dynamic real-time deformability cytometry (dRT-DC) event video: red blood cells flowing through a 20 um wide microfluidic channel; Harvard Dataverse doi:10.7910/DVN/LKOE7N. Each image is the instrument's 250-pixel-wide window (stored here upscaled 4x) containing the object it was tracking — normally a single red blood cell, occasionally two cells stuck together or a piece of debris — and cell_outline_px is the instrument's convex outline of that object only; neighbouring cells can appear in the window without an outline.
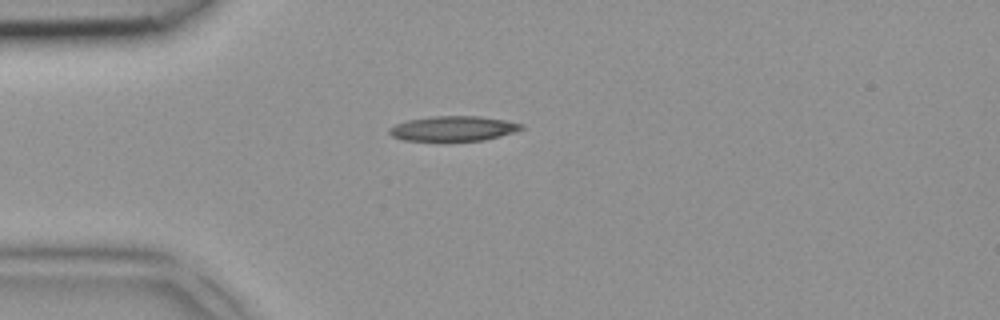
{"species": "common noctule bat (a hibernating species)", "species_latin": "Nyctalus noctula", "temperature_condition": "room temperature", "stored_images_in_passage": 4, "camera_frame_rate_fps": 3000, "um_per_image_px": 0.085, "animal": {"sex": "female", "body_mass_g": 18.4}, "frame": {"image": 1, "passage_image": 4, "time_ms": 1.0, "image_size_px": [1000, 320], "cell_outline_px": [[524, 128], [516, 132], [484, 140], [404, 140], [392, 136], [388, 132], [388, 128], [396, 124], [408, 120], [432, 116], [480, 116], [504, 120], [524, 124]], "centroid_in_image_um": [38.55, 10.91], "position_along_channel_um": 46.4, "area_um2": 19.07}}